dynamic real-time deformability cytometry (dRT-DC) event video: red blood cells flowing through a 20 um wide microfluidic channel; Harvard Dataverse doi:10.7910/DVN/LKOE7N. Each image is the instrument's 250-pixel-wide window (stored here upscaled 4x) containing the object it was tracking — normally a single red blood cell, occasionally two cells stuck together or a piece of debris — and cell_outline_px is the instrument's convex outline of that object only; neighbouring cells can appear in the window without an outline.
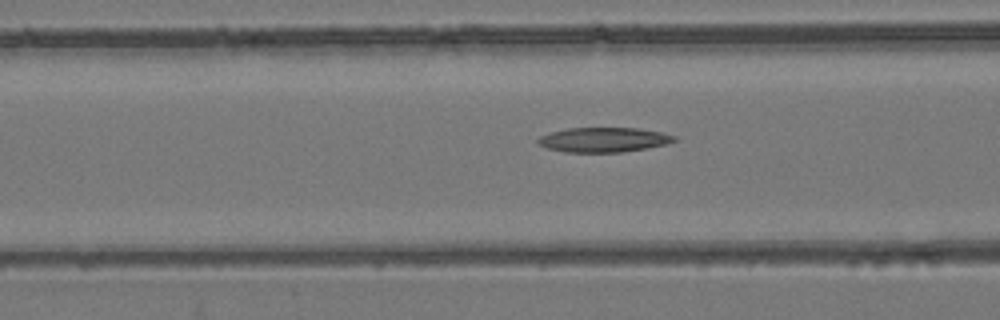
{"species": "common noctule bat (a hibernating species)", "species_latin": "Nyctalus noctula", "temperature_condition": "room temperature", "stored_images_in_passage": 40, "camera_frame_rate_fps": 3000, "um_per_image_px": 0.085, "animal": {"sex": "female", "body_mass_g": 24.6, "forearm_length_mm": 56.2}, "frame": {"image": 1, "passage_image": 8, "time_ms": 2.333, "image_size_px": [1000, 320], "cell_outline_px": [[676, 140], [668, 144], [648, 148], [620, 152], [564, 152], [548, 148], [540, 144], [536, 140], [540, 136], [552, 132], [568, 128], [636, 128], [660, 132], [676, 136]], "centroid_in_image_um": [51.33, 11.88], "position_along_channel_um": 115.3, "area_um2": 19.48}}
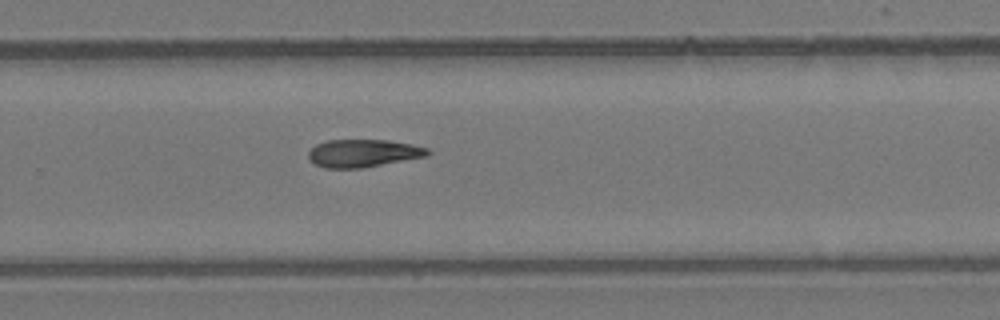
{"frame": {"image": 2, "passage_image": 22, "time_ms": 7.0, "image_size_px": [1000, 320], "cell_outline_px": [[432, 152], [428, 156], [364, 168], [324, 168], [308, 160], [308, 152], [316, 144], [328, 140], [388, 140], [412, 144], [428, 148]], "centroid_in_image_um": [30.89, 13.03], "position_along_channel_um": 298.9, "area_um2": 19.48}}
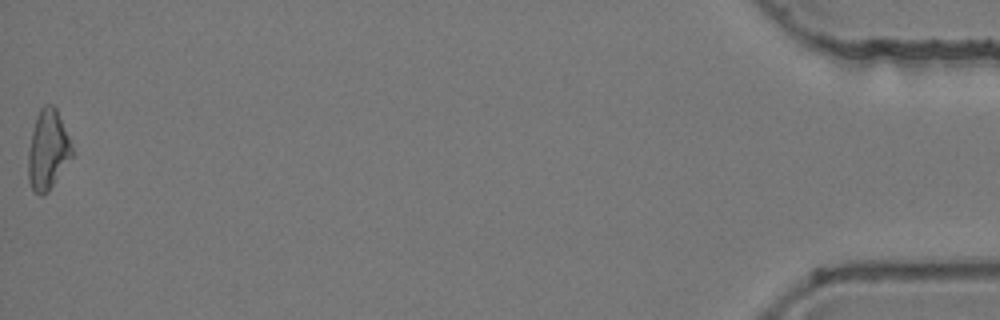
{"frame": {"image": 3, "passage_image": 40, "time_ms": 13.0, "image_size_px": [1000, 320], "cell_outline_px": [[72, 156], [48, 192], [40, 196], [32, 192], [28, 180], [28, 148], [36, 116], [40, 108], [44, 104], [52, 104], [56, 108], [72, 144]], "centroid_in_image_um": [4.04, 12.75], "position_along_channel_um": 431.2, "area_um2": 20.4}}